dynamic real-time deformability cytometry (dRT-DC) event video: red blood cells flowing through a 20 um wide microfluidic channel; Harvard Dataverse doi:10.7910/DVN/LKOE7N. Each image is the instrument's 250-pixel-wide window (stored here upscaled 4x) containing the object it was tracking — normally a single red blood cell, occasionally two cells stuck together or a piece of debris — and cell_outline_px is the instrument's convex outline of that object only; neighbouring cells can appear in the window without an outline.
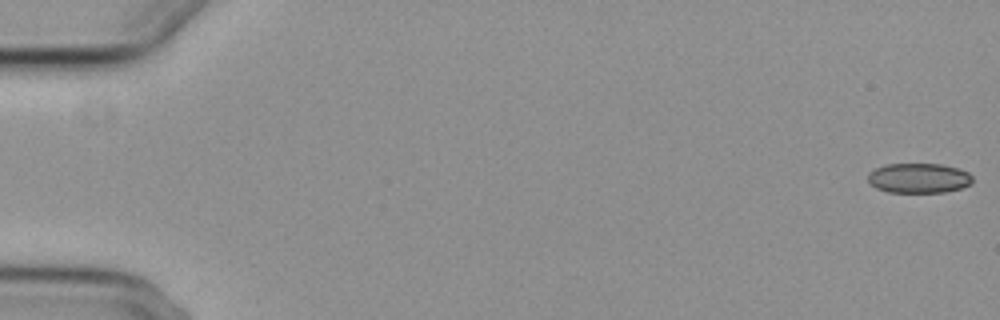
{"species": "common noctule bat (a hibernating species)", "species_latin": "Nyctalus noctula", "temperature_condition": "cold", "stored_images_in_passage": 6, "camera_frame_rate_fps": 3000, "um_per_image_px": 0.085, "animal": {"sex": "female", "body_mass_g": 29.2, "forearm_length_mm": 56.3}, "frame": {"image": 1, "passage_image": 1, "time_ms": 0.0, "image_size_px": [1000, 320], "cell_outline_px": [[972, 184], [960, 188], [944, 192], [888, 192], [876, 188], [868, 180], [868, 172], [876, 168], [888, 164], [940, 164], [960, 168], [968, 172], [972, 176]], "centroid_in_image_um": [78.11, 15.13], "position_along_channel_um": 6.9, "area_um2": 18.21}}